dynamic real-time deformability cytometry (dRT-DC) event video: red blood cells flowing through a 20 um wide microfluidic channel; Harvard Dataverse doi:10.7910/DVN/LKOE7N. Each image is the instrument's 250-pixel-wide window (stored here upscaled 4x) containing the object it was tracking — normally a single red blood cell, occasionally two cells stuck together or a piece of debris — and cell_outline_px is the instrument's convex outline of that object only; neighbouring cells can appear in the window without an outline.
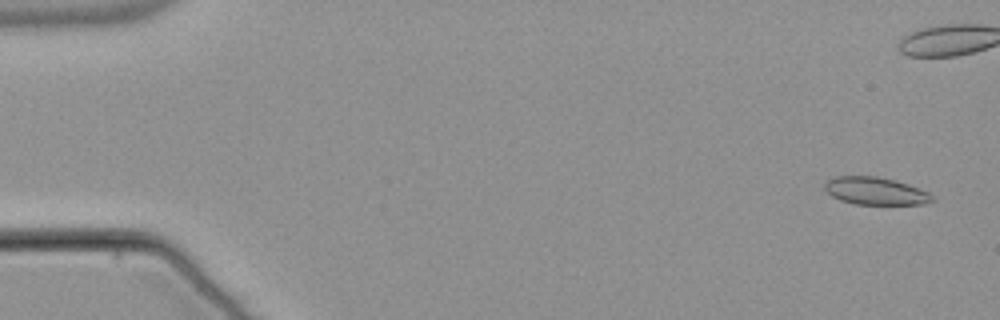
{"species": "common noctule bat (a hibernating species)", "species_latin": "Nyctalus noctula", "temperature_condition": "warm", "stored_images_in_passage": 17, "camera_frame_rate_fps": 3000, "um_per_image_px": 0.085, "animal": {"sex": "male", "body_mass_g": 21.5, "forearm_length_mm": 52.0}, "frame": {"image": 1, "passage_image": 3, "time_ms": 0.667, "image_size_px": [1000, 320], "cell_outline_px": [[936, 200], [924, 204], [856, 204], [840, 200], [832, 196], [824, 188], [824, 184], [828, 180], [836, 176], [876, 176], [896, 180], [908, 184], [928, 192]], "centroid_in_image_um": [74.42, 16.23], "position_along_channel_um": 10.6, "area_um2": 17.22}}